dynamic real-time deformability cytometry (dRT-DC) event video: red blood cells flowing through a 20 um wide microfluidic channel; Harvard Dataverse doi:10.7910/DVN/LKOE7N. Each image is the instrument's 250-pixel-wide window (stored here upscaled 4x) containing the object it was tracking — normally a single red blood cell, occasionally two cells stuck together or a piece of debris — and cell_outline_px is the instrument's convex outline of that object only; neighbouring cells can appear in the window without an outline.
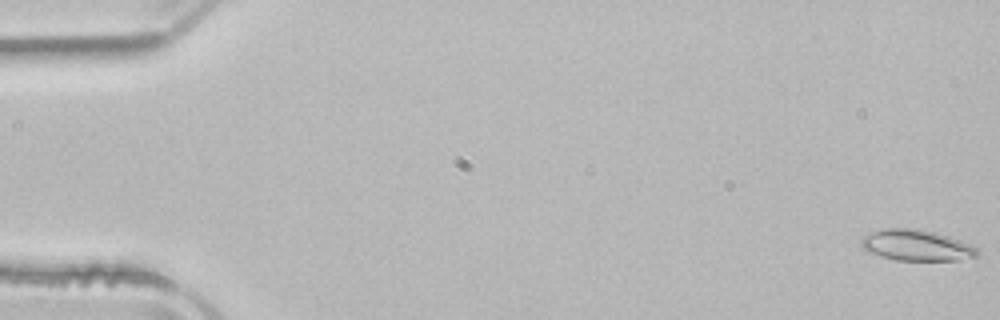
{"species": "common noctule bat (a hibernating species)", "species_latin": "Nyctalus noctula", "temperature_condition": "room temperature", "stored_images_in_passage": 52, "camera_frame_rate_fps": 3000, "um_per_image_px": 0.085, "animal": {"sex": "male", "body_mass_g": 21.5, "forearm_length_mm": 52.0}, "frame": {"image": 1, "passage_image": 1, "time_ms": 0.0, "image_size_px": [1000, 320], "cell_outline_px": [[980, 256], [956, 260], [896, 260], [880, 256], [868, 252], [860, 244], [860, 240], [864, 236], [880, 228], [916, 228], [936, 232], [960, 240], [976, 248], [980, 252]], "centroid_in_image_um": [77.89, 20.84], "position_along_channel_um": 7.1, "area_um2": 21.04}}
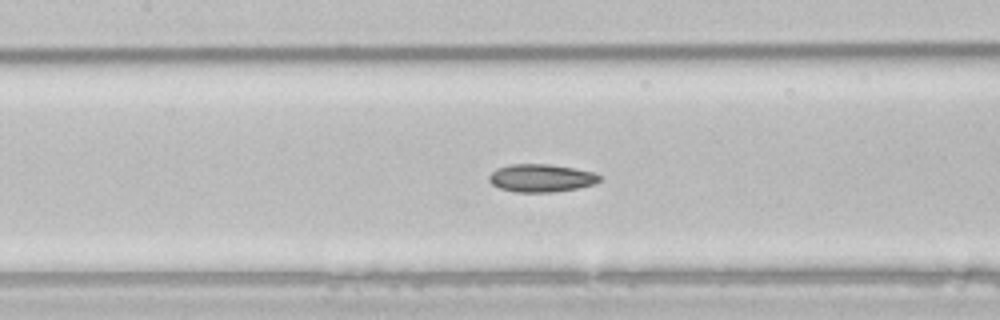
{"frame": {"image": 2, "passage_image": 24, "time_ms": 7.667, "image_size_px": [1000, 320], "cell_outline_px": [[600, 180], [596, 184], [576, 188], [552, 192], [516, 192], [500, 188], [492, 184], [488, 180], [488, 176], [496, 168], [508, 164], [548, 164], [596, 172], [600, 176]], "centroid_in_image_um": [45.99, 15.13], "position_along_channel_um": 161.4, "area_um2": 17.98}}
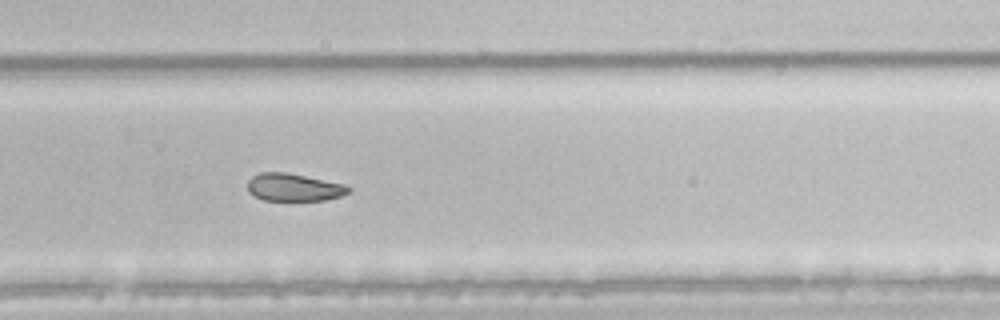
{"frame": {"image": 3, "passage_image": 35, "time_ms": 11.333, "image_size_px": [1000, 320], "cell_outline_px": [[352, 188], [348, 192], [340, 196], [324, 200], [264, 200], [248, 192], [248, 180], [252, 176], [260, 172], [288, 172], [344, 184]], "centroid_in_image_um": [24.96, 15.91], "position_along_channel_um": 304.8, "area_um2": 16.18}, "authors_computed_cell_mechanics": {"area_um2": 19.4208, "velocity_mm_per_s": 3.9309, "shape_relaxation_time_tau1_ms": null, "shape_relaxation_time_tau2_ms": 5.7685, "deformation_change_tau1": null, "deformation_change_tau2": 0.0788}}